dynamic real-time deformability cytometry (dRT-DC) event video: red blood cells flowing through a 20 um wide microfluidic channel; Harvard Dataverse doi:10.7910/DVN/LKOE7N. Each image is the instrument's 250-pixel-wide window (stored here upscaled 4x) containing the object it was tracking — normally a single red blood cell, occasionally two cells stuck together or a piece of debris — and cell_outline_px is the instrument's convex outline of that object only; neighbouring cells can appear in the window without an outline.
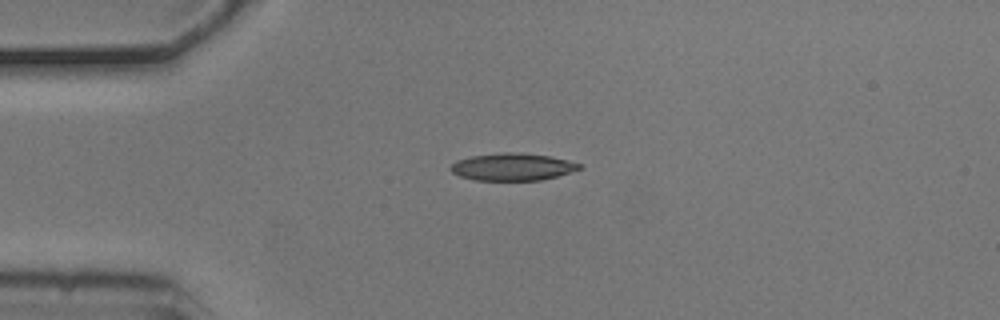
{"species": "common noctule bat (a hibernating species)", "species_latin": "Nyctalus noctula", "temperature_condition": "cold", "stored_images_in_passage": 1, "camera_frame_rate_fps": 3000, "um_per_image_px": 0.085, "animal": {"sex": "male", "body_mass_g": 20.5, "forearm_length_mm": 52.5}, "frame": {"image": 1, "passage_image": 1, "time_ms": 0.0, "image_size_px": [1000, 320], "cell_outline_px": [[580, 168], [556, 176], [540, 180], [476, 180], [460, 176], [452, 172], [448, 168], [456, 160], [472, 156], [504, 152], [520, 152], [548, 156], [580, 164]], "centroid_in_image_um": [43.48, 14.18], "position_along_channel_um": 41.5, "area_um2": 20.11}}